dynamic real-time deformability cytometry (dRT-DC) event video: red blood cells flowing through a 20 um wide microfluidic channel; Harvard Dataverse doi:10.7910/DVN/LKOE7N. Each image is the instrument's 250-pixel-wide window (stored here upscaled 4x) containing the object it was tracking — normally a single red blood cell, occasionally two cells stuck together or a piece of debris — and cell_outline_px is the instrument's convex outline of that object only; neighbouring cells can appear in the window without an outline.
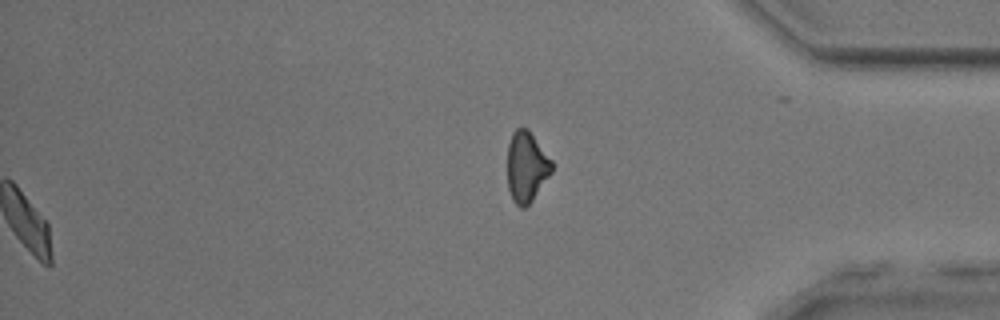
{"species": "common noctule bat (a hibernating species)", "species_latin": "Nyctalus noctula", "temperature_condition": "room temperature", "stored_images_in_passage": 49, "segment_of_instrument_passage": [2, 2], "camera_frame_rate_fps": 3000, "um_per_image_px": 0.085, "animal": {"sex": "male", "body_mass_g": 17.9, "forearm_length_mm": 54.2}, "frame": {"image": 1, "passage_image": 49, "time_ms": 16.0, "image_size_px": [1000, 320], "cell_outline_px": [[552, 172], [532, 200], [524, 208], [520, 208], [512, 200], [508, 188], [508, 144], [512, 132], [516, 128], [528, 128], [552, 160]], "centroid_in_image_um": [44.75, 14.17], "position_along_channel_um": 390.5, "area_um2": 18.26}}